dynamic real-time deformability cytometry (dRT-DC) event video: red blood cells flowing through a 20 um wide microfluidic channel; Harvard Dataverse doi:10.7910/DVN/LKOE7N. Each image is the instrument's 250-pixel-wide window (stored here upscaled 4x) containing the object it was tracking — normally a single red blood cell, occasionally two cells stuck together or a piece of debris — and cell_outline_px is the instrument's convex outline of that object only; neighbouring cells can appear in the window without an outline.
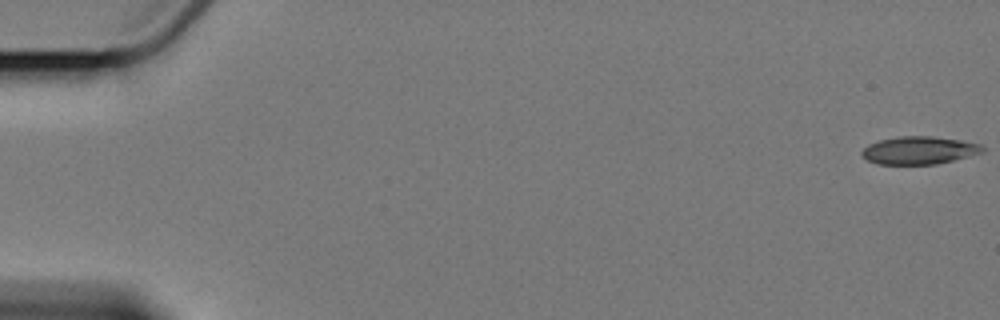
{"species": "Egyptian fruit bat (a non-hibernating species)", "species_latin": "Rousettus aegyptiacus", "temperature_condition": "cold", "stored_images_in_passage": 7, "camera_frame_rate_fps": 3000, "um_per_image_px": 0.085, "animal": {"sex": "female"}, "frame": {"image": 1, "passage_image": 1, "time_ms": 0.0, "image_size_px": [1000, 320], "cell_outline_px": [[984, 148], [980, 152], [952, 160], [936, 164], [876, 164], [860, 156], [860, 152], [868, 144], [880, 140], [900, 136], [928, 136], [960, 140], [980, 144]], "centroid_in_image_um": [78.04, 12.78], "position_along_channel_um": 7.0, "area_um2": 19.25}}
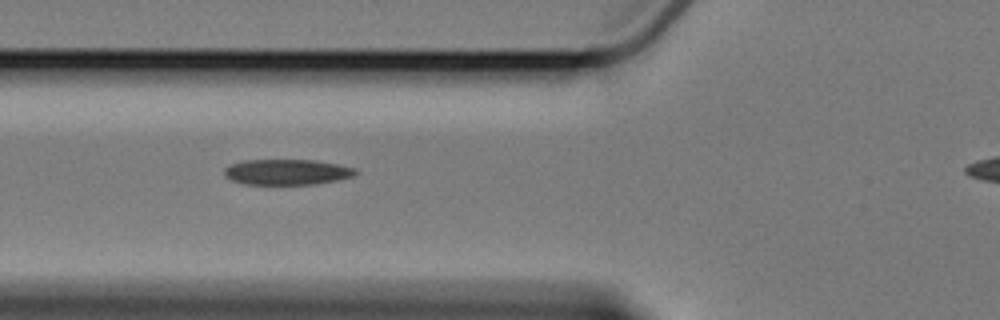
{"frame": {"image": 2, "passage_image": 6, "time_ms": 7.333, "image_size_px": [1000, 320], "cell_outline_px": [[356, 172], [352, 176], [336, 180], [316, 184], [244, 184], [232, 180], [224, 176], [224, 168], [232, 164], [244, 160], [316, 160], [356, 168]], "centroid_in_image_um": [24.36, 14.62], "position_along_channel_um": 101.4, "area_um2": 19.42}}
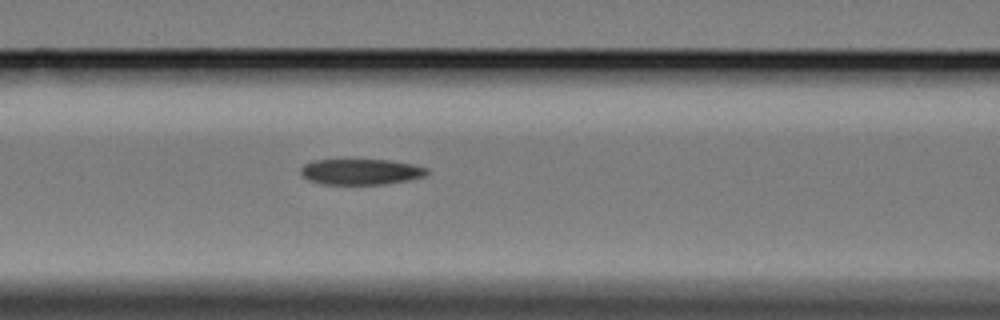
{"frame": {"image": 3, "passage_image": 7, "time_ms": 8.333, "image_size_px": [1000, 320], "cell_outline_px": [[428, 172], [424, 176], [408, 180], [384, 184], [320, 184], [308, 180], [300, 172], [300, 168], [304, 164], [312, 160], [388, 160], [412, 164], [428, 168]], "centroid_in_image_um": [30.64, 14.6], "position_along_channel_um": 136.0, "area_um2": 18.9}}